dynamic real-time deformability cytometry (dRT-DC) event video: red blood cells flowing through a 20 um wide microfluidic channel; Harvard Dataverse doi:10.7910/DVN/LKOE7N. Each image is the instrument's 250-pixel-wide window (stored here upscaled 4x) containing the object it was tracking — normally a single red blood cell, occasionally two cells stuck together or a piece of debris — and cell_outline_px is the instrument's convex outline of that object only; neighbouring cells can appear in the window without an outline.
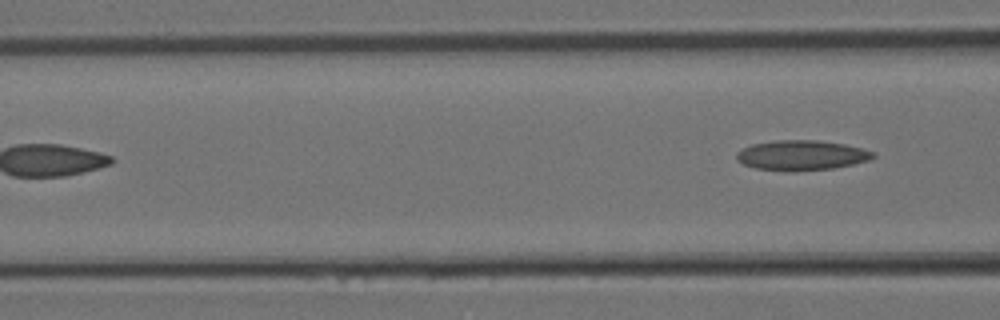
{"species": "Egyptian fruit bat (a non-hibernating species)", "species_latin": "Rousettus aegyptiacus", "temperature_condition": "room temperature", "stored_images_in_passage": 9, "segment_of_instrument_passage": [2, 2], "camera_frame_rate_fps": 3000, "um_per_image_px": 0.085, "animal": {"sex": "female"}, "frame": {"image": 1, "passage_image": 9, "time_ms": 2.667, "image_size_px": [1000, 320], "cell_outline_px": [[876, 156], [868, 160], [852, 164], [832, 168], [792, 172], [756, 168], [744, 164], [736, 156], [736, 152], [752, 144], [780, 140], [820, 140], [844, 144], [876, 152]], "centroid_in_image_um": [68.15, 13.2], "position_along_channel_um": 98.4, "area_um2": 23.7}}